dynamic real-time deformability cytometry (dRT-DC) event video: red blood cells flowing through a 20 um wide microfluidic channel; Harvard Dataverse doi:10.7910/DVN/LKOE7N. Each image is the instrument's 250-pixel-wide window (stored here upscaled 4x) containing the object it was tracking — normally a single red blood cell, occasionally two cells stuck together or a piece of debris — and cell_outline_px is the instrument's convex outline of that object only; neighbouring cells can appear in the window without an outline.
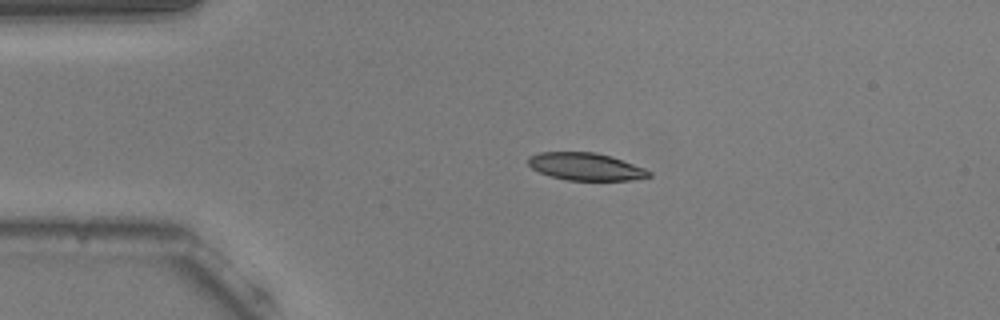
{"species": "common noctule bat (a hibernating species)", "species_latin": "Nyctalus noctula", "temperature_condition": "warm", "stored_images_in_passage": 43, "camera_frame_rate_fps": 3000, "um_per_image_px": 0.085, "animal": {"sex": "male", "body_mass_g": 20.5, "forearm_length_mm": 52.5}, "frame": {"image": 1, "passage_image": 1, "time_ms": 0.0, "image_size_px": [1000, 320], "cell_outline_px": [[652, 176], [632, 180], [568, 180], [548, 176], [532, 168], [528, 164], [528, 156], [540, 152], [596, 152], [612, 156], [644, 168], [652, 172]], "centroid_in_image_um": [49.78, 14.16], "position_along_channel_um": 35.2, "area_um2": 19.42}}
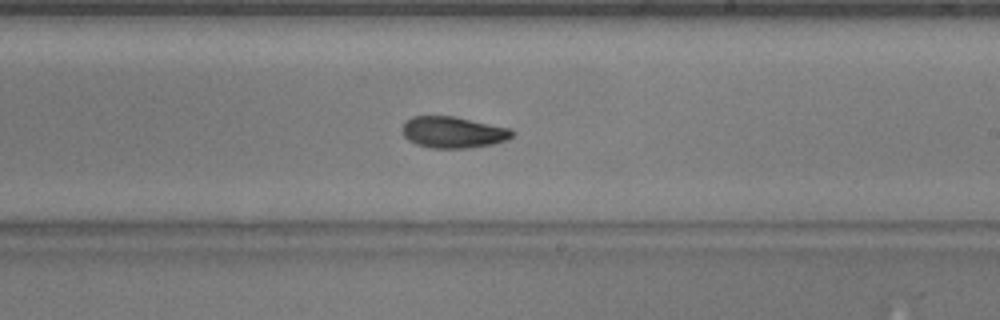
{"frame": {"image": 2, "passage_image": 21, "time_ms": 6.667, "image_size_px": [1000, 320], "cell_outline_px": [[516, 132], [508, 140], [492, 144], [472, 148], [432, 148], [416, 144], [408, 140], [404, 136], [400, 128], [412, 116], [452, 116], [508, 128]], "centroid_in_image_um": [38.5, 11.25], "position_along_channel_um": 250.5, "area_um2": 20.06}}
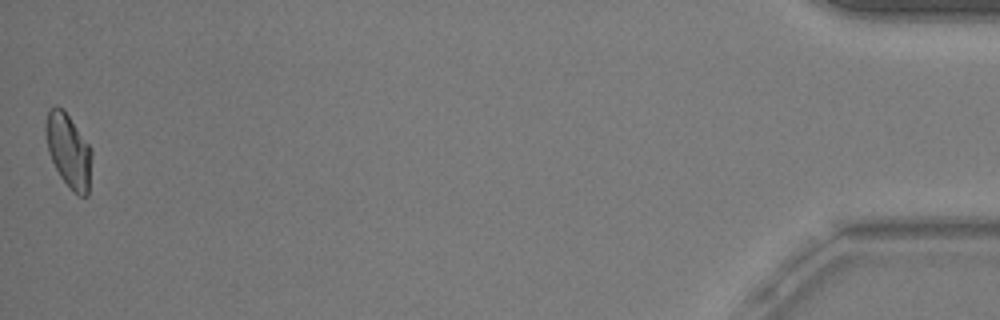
{"frame": {"image": 3, "passage_image": 43, "time_ms": 14.0, "image_size_px": [1000, 320], "cell_outline_px": [[92, 156], [88, 196], [80, 196], [72, 192], [60, 176], [48, 152], [44, 128], [48, 108], [56, 104], [64, 108], [92, 148]], "centroid_in_image_um": [5.83, 12.76], "position_along_channel_um": 429.4, "area_um2": 20.29}, "authors_computed_cell_mechanics": {"area_um2": 20.1144, "velocity_mm_per_s": 3.7605, "shape_relaxation_time_tau1_ms": 2.9137, "shape_relaxation_time_tau2_ms": 2.2998, "deformation_change_tau1": 0.1545, "deformation_change_tau2": 0.0778}}